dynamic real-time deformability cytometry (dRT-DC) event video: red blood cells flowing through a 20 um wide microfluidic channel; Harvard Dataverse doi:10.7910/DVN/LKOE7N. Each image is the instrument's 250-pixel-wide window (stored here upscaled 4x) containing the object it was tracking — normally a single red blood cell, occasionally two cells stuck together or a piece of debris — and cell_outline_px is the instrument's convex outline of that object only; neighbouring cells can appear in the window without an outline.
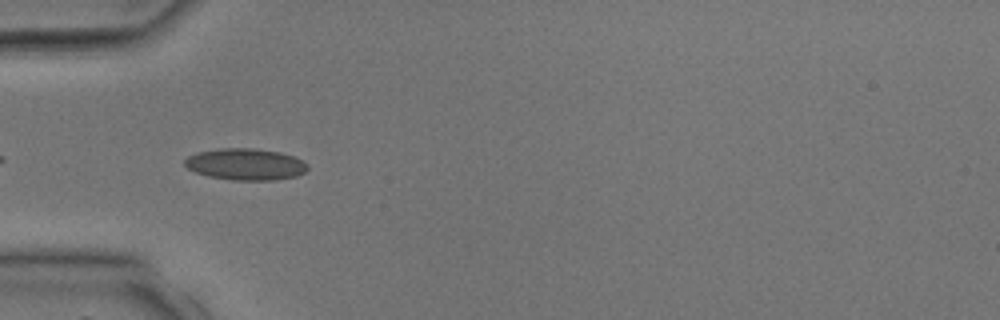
{"species": "common noctule bat (a hibernating species)", "species_latin": "Nyctalus noctula", "temperature_condition": "room temperature", "stored_images_in_passage": 2, "camera_frame_rate_fps": 3000, "um_per_image_px": 0.085, "animal": {"sex": "male", "body_mass_g": 17.9, "forearm_length_mm": 54.2}, "frame": {"image": 1, "passage_image": 1, "time_ms": 0.0, "image_size_px": [1000, 320], "cell_outline_px": [[308, 168], [304, 172], [296, 176], [272, 180], [232, 180], [208, 176], [196, 172], [188, 168], [184, 164], [184, 160], [188, 156], [196, 152], [220, 148], [252, 148], [280, 152], [292, 156], [308, 164]], "centroid_in_image_um": [20.84, 13.96], "position_along_channel_um": 64.2, "area_um2": 22.54}}